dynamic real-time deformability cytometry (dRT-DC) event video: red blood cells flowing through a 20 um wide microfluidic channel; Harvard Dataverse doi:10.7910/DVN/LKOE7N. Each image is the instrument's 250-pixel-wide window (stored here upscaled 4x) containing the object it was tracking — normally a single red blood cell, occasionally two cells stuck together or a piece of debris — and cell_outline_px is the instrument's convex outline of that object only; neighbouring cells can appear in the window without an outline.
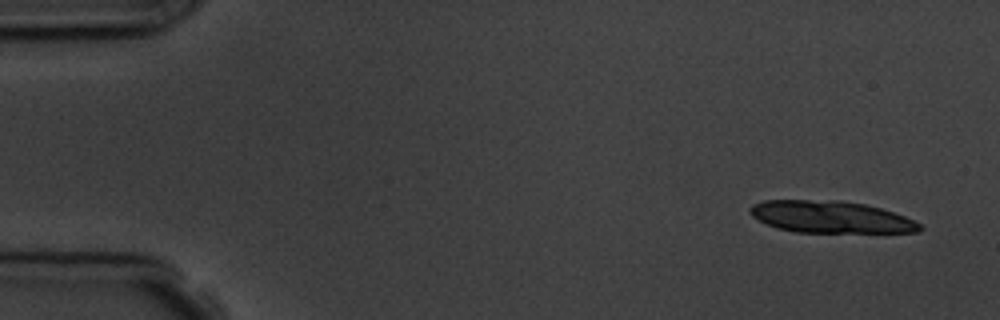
{"species": "common noctule bat (a hibernating species)", "species_latin": "Nyctalus noctula", "temperature_condition": "room temperature", "stored_images_in_passage": 4, "camera_frame_rate_fps": 3000, "um_per_image_px": 0.085, "animal": {"sex": "male", "body_mass_g": 19.5, "forearm_length_mm": 54.6}, "frame": {"image": 1, "passage_image": 1, "time_ms": 0.0, "image_size_px": [1000, 320], "cell_outline_px": [[924, 228], [920, 232], [796, 232], [776, 228], [752, 216], [748, 212], [748, 208], [752, 204], [764, 200], [836, 200], [864, 204], [880, 208], [904, 216], [920, 224]], "centroid_in_image_um": [70.57, 18.44], "position_along_channel_um": 14.4, "area_um2": 31.5}}